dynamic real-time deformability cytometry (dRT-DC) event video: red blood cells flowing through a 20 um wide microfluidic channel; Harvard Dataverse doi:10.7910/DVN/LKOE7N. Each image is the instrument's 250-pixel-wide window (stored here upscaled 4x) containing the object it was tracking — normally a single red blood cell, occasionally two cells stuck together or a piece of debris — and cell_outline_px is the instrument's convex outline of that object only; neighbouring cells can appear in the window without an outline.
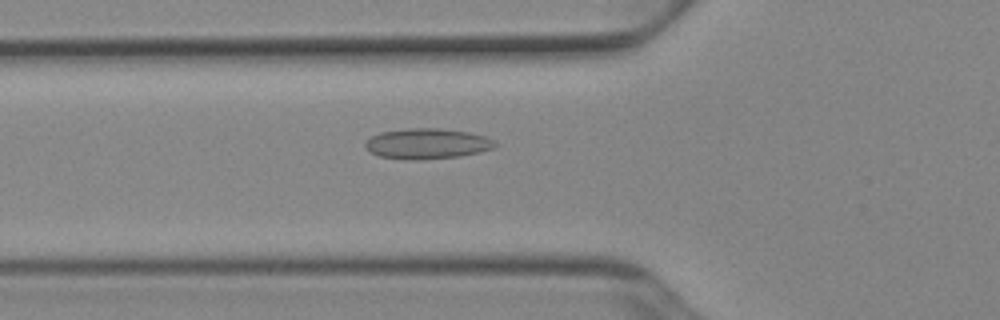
{"species": "Egyptian fruit bat (a non-hibernating species)", "species_latin": "Rousettus aegyptiacus", "temperature_condition": "cold", "stored_images_in_passage": 43, "camera_frame_rate_fps": 3000, "um_per_image_px": 0.085, "animal": {"sex": "female"}, "frame": {"image": 1, "passage_image": 13, "time_ms": 4.0, "image_size_px": [1000, 320], "cell_outline_px": [[496, 144], [492, 148], [480, 152], [460, 156], [416, 160], [408, 160], [380, 156], [364, 148], [364, 144], [372, 136], [380, 132], [408, 128], [436, 128], [468, 132], [484, 136], [492, 140]], "centroid_in_image_um": [36.27, 12.21], "position_along_channel_um": 89.5, "area_um2": 22.83}}
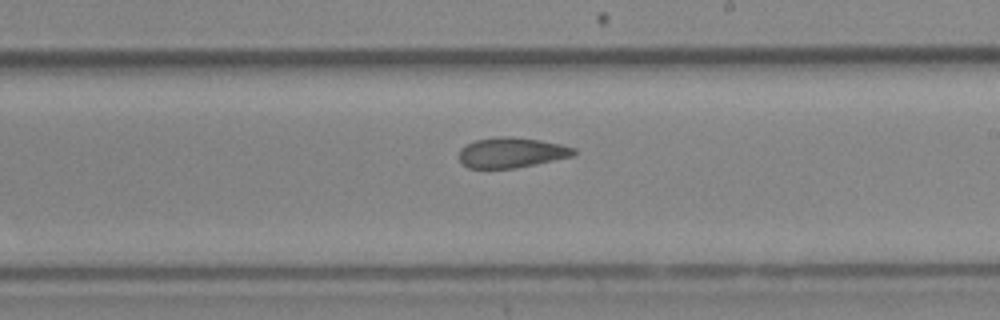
{"frame": {"image": 2, "passage_image": 25, "time_ms": 8.0, "image_size_px": [1000, 320], "cell_outline_px": [[576, 152], [572, 156], [536, 164], [516, 168], [468, 168], [460, 160], [460, 148], [476, 140], [496, 136], [512, 136], [540, 140], [560, 144], [576, 148]], "centroid_in_image_um": [43.49, 12.96], "position_along_channel_um": 245.5, "area_um2": 20.17}}
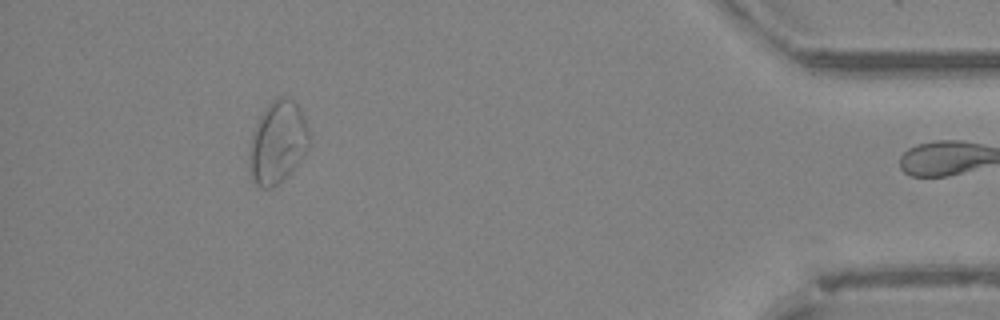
{"frame": {"image": 3, "passage_image": 42, "time_ms": 13.667, "image_size_px": [1000, 320], "cell_outline_px": [[308, 144], [296, 164], [272, 188], [260, 188], [252, 180], [248, 164], [248, 152], [252, 132], [256, 120], [268, 104], [280, 96], [292, 96], [300, 108], [304, 116], [308, 128]], "centroid_in_image_um": [23.54, 12.04], "position_along_channel_um": 411.7, "area_um2": 28.67}, "authors_computed_cell_mechanics": {"area_um2": 22.4842, "velocity_mm_per_s": 3.9249, "shape_relaxation_time_tau1_ms": null, "shape_relaxation_time_tau2_ms": 2.5556, "deformation_change_tau1": null, "deformation_change_tau2": 0.0904}}